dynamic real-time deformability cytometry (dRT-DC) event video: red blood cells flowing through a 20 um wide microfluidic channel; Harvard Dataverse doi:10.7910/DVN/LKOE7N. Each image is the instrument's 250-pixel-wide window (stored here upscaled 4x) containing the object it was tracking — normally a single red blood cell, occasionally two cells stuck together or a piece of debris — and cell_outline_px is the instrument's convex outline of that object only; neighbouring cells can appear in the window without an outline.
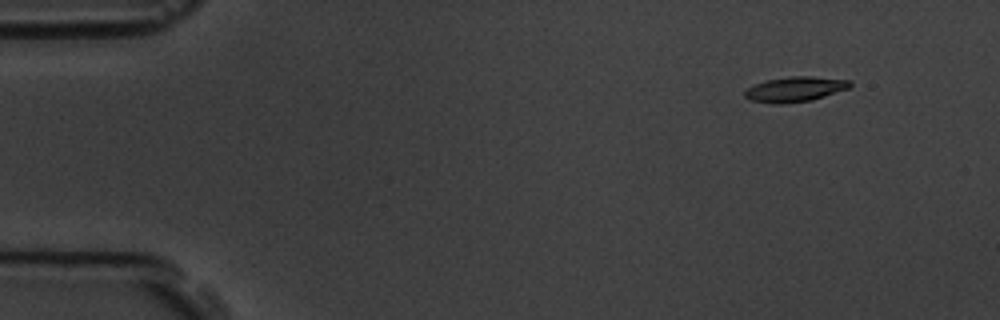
{"species": "common noctule bat (a hibernating species)", "species_latin": "Nyctalus noctula", "temperature_condition": "room temperature", "stored_images_in_passage": 5, "camera_frame_rate_fps": 3000, "um_per_image_px": 0.085, "animal": {"sex": "male", "body_mass_g": 19.5, "forearm_length_mm": 54.6}, "frame": {"image": 1, "passage_image": 1, "time_ms": 0.0, "image_size_px": [1000, 320], "cell_outline_px": [[852, 84], [848, 88], [812, 100], [780, 104], [772, 104], [752, 100], [744, 96], [744, 92], [748, 88], [756, 84], [768, 80], [788, 76], [812, 76], [852, 80]], "centroid_in_image_um": [67.59, 7.58], "position_along_channel_um": 17.4, "area_um2": 15.26}}
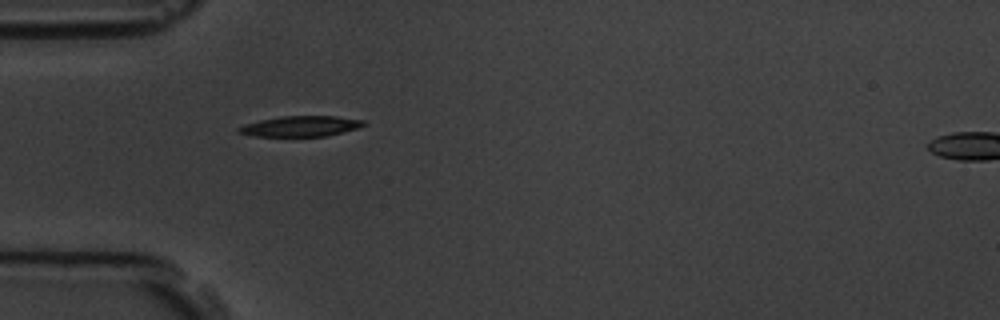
{"frame": {"image": 2, "passage_image": 4, "time_ms": 3.667, "image_size_px": [1000, 320], "cell_outline_px": [[368, 124], [356, 128], [324, 136], [256, 136], [236, 132], [236, 128], [244, 124], [260, 120], [280, 116], [336, 116], [364, 120]], "centroid_in_image_um": [25.52, 10.72], "position_along_channel_um": 59.5, "area_um2": 14.85}}